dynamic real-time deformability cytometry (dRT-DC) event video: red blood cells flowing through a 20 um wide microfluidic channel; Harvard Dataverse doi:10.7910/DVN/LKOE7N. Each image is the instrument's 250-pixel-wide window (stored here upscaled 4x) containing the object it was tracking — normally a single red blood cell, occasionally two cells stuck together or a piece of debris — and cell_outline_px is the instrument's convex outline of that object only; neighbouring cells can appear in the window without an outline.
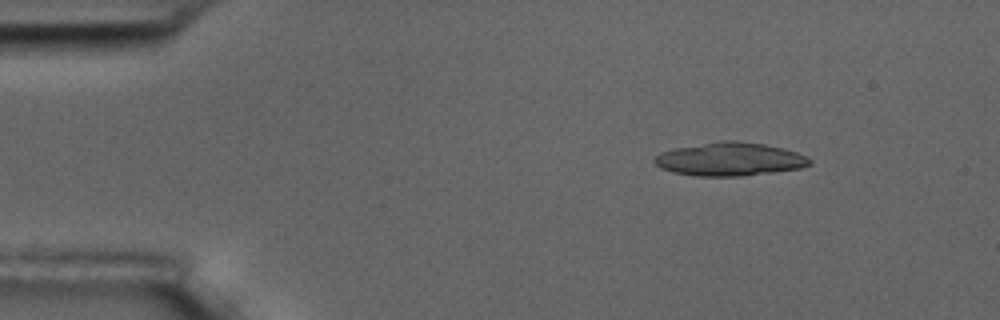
{"species": "common noctule bat (a hibernating species)", "species_latin": "Nyctalus noctula", "temperature_condition": "room temperature", "stored_images_in_passage": 6, "camera_frame_rate_fps": 3000, "um_per_image_px": 0.085, "animal": {"sex": "male", "body_mass_g": 17.5, "forearm_length_mm": 52.3}, "frame": {"image": 1, "passage_image": 1, "time_ms": 0.0, "image_size_px": [1000, 320], "cell_outline_px": [[812, 164], [800, 168], [740, 176], [696, 176], [672, 172], [660, 168], [652, 160], [660, 152], [676, 148], [720, 140], [736, 140], [764, 144], [784, 148], [796, 152], [812, 160]], "centroid_in_image_um": [62.01, 13.52], "position_along_channel_um": 23.0, "area_um2": 30.11}}